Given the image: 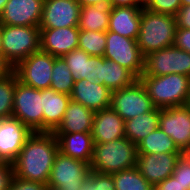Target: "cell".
Returning <instances> with one entry per match:
<instances>
[{
    "instance_id": "cell-1",
    "label": "cell",
    "mask_w": 190,
    "mask_h": 190,
    "mask_svg": "<svg viewBox=\"0 0 190 190\" xmlns=\"http://www.w3.org/2000/svg\"><path fill=\"white\" fill-rule=\"evenodd\" d=\"M58 152V141L52 132L32 133L12 163L14 176L47 185Z\"/></svg>"
},
{
    "instance_id": "cell-2",
    "label": "cell",
    "mask_w": 190,
    "mask_h": 190,
    "mask_svg": "<svg viewBox=\"0 0 190 190\" xmlns=\"http://www.w3.org/2000/svg\"><path fill=\"white\" fill-rule=\"evenodd\" d=\"M137 158V144L126 137L106 143H94L90 170L114 174L136 167Z\"/></svg>"
},
{
    "instance_id": "cell-3",
    "label": "cell",
    "mask_w": 190,
    "mask_h": 190,
    "mask_svg": "<svg viewBox=\"0 0 190 190\" xmlns=\"http://www.w3.org/2000/svg\"><path fill=\"white\" fill-rule=\"evenodd\" d=\"M176 18L142 9L137 45L143 56L174 45Z\"/></svg>"
},
{
    "instance_id": "cell-4",
    "label": "cell",
    "mask_w": 190,
    "mask_h": 190,
    "mask_svg": "<svg viewBox=\"0 0 190 190\" xmlns=\"http://www.w3.org/2000/svg\"><path fill=\"white\" fill-rule=\"evenodd\" d=\"M138 79L156 108L185 106L190 88L189 76L171 73L164 76H140Z\"/></svg>"
},
{
    "instance_id": "cell-5",
    "label": "cell",
    "mask_w": 190,
    "mask_h": 190,
    "mask_svg": "<svg viewBox=\"0 0 190 190\" xmlns=\"http://www.w3.org/2000/svg\"><path fill=\"white\" fill-rule=\"evenodd\" d=\"M38 51H40L39 27L2 25L1 53L13 67Z\"/></svg>"
},
{
    "instance_id": "cell-6",
    "label": "cell",
    "mask_w": 190,
    "mask_h": 190,
    "mask_svg": "<svg viewBox=\"0 0 190 190\" xmlns=\"http://www.w3.org/2000/svg\"><path fill=\"white\" fill-rule=\"evenodd\" d=\"M12 117L21 121L33 133L43 132V97L41 96V90L17 81Z\"/></svg>"
},
{
    "instance_id": "cell-7",
    "label": "cell",
    "mask_w": 190,
    "mask_h": 190,
    "mask_svg": "<svg viewBox=\"0 0 190 190\" xmlns=\"http://www.w3.org/2000/svg\"><path fill=\"white\" fill-rule=\"evenodd\" d=\"M171 73L190 77V53L173 46L144 56L141 76H164Z\"/></svg>"
},
{
    "instance_id": "cell-8",
    "label": "cell",
    "mask_w": 190,
    "mask_h": 190,
    "mask_svg": "<svg viewBox=\"0 0 190 190\" xmlns=\"http://www.w3.org/2000/svg\"><path fill=\"white\" fill-rule=\"evenodd\" d=\"M90 171L88 163L59 151L51 169L48 190H79Z\"/></svg>"
},
{
    "instance_id": "cell-9",
    "label": "cell",
    "mask_w": 190,
    "mask_h": 190,
    "mask_svg": "<svg viewBox=\"0 0 190 190\" xmlns=\"http://www.w3.org/2000/svg\"><path fill=\"white\" fill-rule=\"evenodd\" d=\"M104 58L113 60L120 66L125 67L137 78L143 73L144 56L135 39H129L120 34L107 31Z\"/></svg>"
},
{
    "instance_id": "cell-10",
    "label": "cell",
    "mask_w": 190,
    "mask_h": 190,
    "mask_svg": "<svg viewBox=\"0 0 190 190\" xmlns=\"http://www.w3.org/2000/svg\"><path fill=\"white\" fill-rule=\"evenodd\" d=\"M110 107L127 121L151 111L155 106L138 79L130 86L112 91Z\"/></svg>"
},
{
    "instance_id": "cell-11",
    "label": "cell",
    "mask_w": 190,
    "mask_h": 190,
    "mask_svg": "<svg viewBox=\"0 0 190 190\" xmlns=\"http://www.w3.org/2000/svg\"><path fill=\"white\" fill-rule=\"evenodd\" d=\"M55 58L41 50L32 53L14 67L18 81L38 90L50 88Z\"/></svg>"
},
{
    "instance_id": "cell-12",
    "label": "cell",
    "mask_w": 190,
    "mask_h": 190,
    "mask_svg": "<svg viewBox=\"0 0 190 190\" xmlns=\"http://www.w3.org/2000/svg\"><path fill=\"white\" fill-rule=\"evenodd\" d=\"M159 127L183 153L190 149V108L180 106L160 109Z\"/></svg>"
},
{
    "instance_id": "cell-13",
    "label": "cell",
    "mask_w": 190,
    "mask_h": 190,
    "mask_svg": "<svg viewBox=\"0 0 190 190\" xmlns=\"http://www.w3.org/2000/svg\"><path fill=\"white\" fill-rule=\"evenodd\" d=\"M80 9L77 0H44L39 28L78 27Z\"/></svg>"
},
{
    "instance_id": "cell-14",
    "label": "cell",
    "mask_w": 190,
    "mask_h": 190,
    "mask_svg": "<svg viewBox=\"0 0 190 190\" xmlns=\"http://www.w3.org/2000/svg\"><path fill=\"white\" fill-rule=\"evenodd\" d=\"M32 133L15 117L0 119V162L13 163Z\"/></svg>"
},
{
    "instance_id": "cell-15",
    "label": "cell",
    "mask_w": 190,
    "mask_h": 190,
    "mask_svg": "<svg viewBox=\"0 0 190 190\" xmlns=\"http://www.w3.org/2000/svg\"><path fill=\"white\" fill-rule=\"evenodd\" d=\"M44 0H8L0 17L2 25L39 27Z\"/></svg>"
},
{
    "instance_id": "cell-16",
    "label": "cell",
    "mask_w": 190,
    "mask_h": 190,
    "mask_svg": "<svg viewBox=\"0 0 190 190\" xmlns=\"http://www.w3.org/2000/svg\"><path fill=\"white\" fill-rule=\"evenodd\" d=\"M183 153L138 154L137 169L152 185H158L173 174L177 159Z\"/></svg>"
},
{
    "instance_id": "cell-17",
    "label": "cell",
    "mask_w": 190,
    "mask_h": 190,
    "mask_svg": "<svg viewBox=\"0 0 190 190\" xmlns=\"http://www.w3.org/2000/svg\"><path fill=\"white\" fill-rule=\"evenodd\" d=\"M78 37V27L40 29V50L55 57H62L78 49Z\"/></svg>"
},
{
    "instance_id": "cell-18",
    "label": "cell",
    "mask_w": 190,
    "mask_h": 190,
    "mask_svg": "<svg viewBox=\"0 0 190 190\" xmlns=\"http://www.w3.org/2000/svg\"><path fill=\"white\" fill-rule=\"evenodd\" d=\"M111 93L103 84L91 83L84 78L74 81L70 97L72 101L96 112L110 107Z\"/></svg>"
},
{
    "instance_id": "cell-19",
    "label": "cell",
    "mask_w": 190,
    "mask_h": 190,
    "mask_svg": "<svg viewBox=\"0 0 190 190\" xmlns=\"http://www.w3.org/2000/svg\"><path fill=\"white\" fill-rule=\"evenodd\" d=\"M91 135L94 143H106L125 137V121L111 108L94 113Z\"/></svg>"
},
{
    "instance_id": "cell-20",
    "label": "cell",
    "mask_w": 190,
    "mask_h": 190,
    "mask_svg": "<svg viewBox=\"0 0 190 190\" xmlns=\"http://www.w3.org/2000/svg\"><path fill=\"white\" fill-rule=\"evenodd\" d=\"M143 6L111 7L108 31L137 40Z\"/></svg>"
},
{
    "instance_id": "cell-21",
    "label": "cell",
    "mask_w": 190,
    "mask_h": 190,
    "mask_svg": "<svg viewBox=\"0 0 190 190\" xmlns=\"http://www.w3.org/2000/svg\"><path fill=\"white\" fill-rule=\"evenodd\" d=\"M58 141L59 151L74 159L90 165L93 155V138L91 132L53 133Z\"/></svg>"
},
{
    "instance_id": "cell-22",
    "label": "cell",
    "mask_w": 190,
    "mask_h": 190,
    "mask_svg": "<svg viewBox=\"0 0 190 190\" xmlns=\"http://www.w3.org/2000/svg\"><path fill=\"white\" fill-rule=\"evenodd\" d=\"M43 97V132H53L61 123L71 97L51 88L41 90Z\"/></svg>"
},
{
    "instance_id": "cell-23",
    "label": "cell",
    "mask_w": 190,
    "mask_h": 190,
    "mask_svg": "<svg viewBox=\"0 0 190 190\" xmlns=\"http://www.w3.org/2000/svg\"><path fill=\"white\" fill-rule=\"evenodd\" d=\"M94 113L82 104L71 100L61 123L52 133L91 132Z\"/></svg>"
},
{
    "instance_id": "cell-24",
    "label": "cell",
    "mask_w": 190,
    "mask_h": 190,
    "mask_svg": "<svg viewBox=\"0 0 190 190\" xmlns=\"http://www.w3.org/2000/svg\"><path fill=\"white\" fill-rule=\"evenodd\" d=\"M160 109L154 107L151 111L140 114L125 121V137L138 144L154 130L159 128Z\"/></svg>"
},
{
    "instance_id": "cell-25",
    "label": "cell",
    "mask_w": 190,
    "mask_h": 190,
    "mask_svg": "<svg viewBox=\"0 0 190 190\" xmlns=\"http://www.w3.org/2000/svg\"><path fill=\"white\" fill-rule=\"evenodd\" d=\"M136 80L138 78L128 69L120 66L113 60L103 57L101 84L106 86L110 91H116L130 86Z\"/></svg>"
},
{
    "instance_id": "cell-26",
    "label": "cell",
    "mask_w": 190,
    "mask_h": 190,
    "mask_svg": "<svg viewBox=\"0 0 190 190\" xmlns=\"http://www.w3.org/2000/svg\"><path fill=\"white\" fill-rule=\"evenodd\" d=\"M111 6L89 5L81 7L79 30L107 32Z\"/></svg>"
},
{
    "instance_id": "cell-27",
    "label": "cell",
    "mask_w": 190,
    "mask_h": 190,
    "mask_svg": "<svg viewBox=\"0 0 190 190\" xmlns=\"http://www.w3.org/2000/svg\"><path fill=\"white\" fill-rule=\"evenodd\" d=\"M138 154L183 153L159 127L137 144Z\"/></svg>"
},
{
    "instance_id": "cell-28",
    "label": "cell",
    "mask_w": 190,
    "mask_h": 190,
    "mask_svg": "<svg viewBox=\"0 0 190 190\" xmlns=\"http://www.w3.org/2000/svg\"><path fill=\"white\" fill-rule=\"evenodd\" d=\"M116 190H153L137 167L112 174Z\"/></svg>"
},
{
    "instance_id": "cell-29",
    "label": "cell",
    "mask_w": 190,
    "mask_h": 190,
    "mask_svg": "<svg viewBox=\"0 0 190 190\" xmlns=\"http://www.w3.org/2000/svg\"><path fill=\"white\" fill-rule=\"evenodd\" d=\"M74 81L66 62L62 57H56L52 68L50 88L56 92L70 95Z\"/></svg>"
},
{
    "instance_id": "cell-30",
    "label": "cell",
    "mask_w": 190,
    "mask_h": 190,
    "mask_svg": "<svg viewBox=\"0 0 190 190\" xmlns=\"http://www.w3.org/2000/svg\"><path fill=\"white\" fill-rule=\"evenodd\" d=\"M79 50L91 56L104 57L106 49V32L79 30Z\"/></svg>"
},
{
    "instance_id": "cell-31",
    "label": "cell",
    "mask_w": 190,
    "mask_h": 190,
    "mask_svg": "<svg viewBox=\"0 0 190 190\" xmlns=\"http://www.w3.org/2000/svg\"><path fill=\"white\" fill-rule=\"evenodd\" d=\"M18 81L15 72L0 79V119L12 117L15 84Z\"/></svg>"
},
{
    "instance_id": "cell-32",
    "label": "cell",
    "mask_w": 190,
    "mask_h": 190,
    "mask_svg": "<svg viewBox=\"0 0 190 190\" xmlns=\"http://www.w3.org/2000/svg\"><path fill=\"white\" fill-rule=\"evenodd\" d=\"M91 55L83 50L75 49L62 56L74 80L84 79L87 76L88 59Z\"/></svg>"
},
{
    "instance_id": "cell-33",
    "label": "cell",
    "mask_w": 190,
    "mask_h": 190,
    "mask_svg": "<svg viewBox=\"0 0 190 190\" xmlns=\"http://www.w3.org/2000/svg\"><path fill=\"white\" fill-rule=\"evenodd\" d=\"M181 6V0H143V8L172 16H176Z\"/></svg>"
},
{
    "instance_id": "cell-34",
    "label": "cell",
    "mask_w": 190,
    "mask_h": 190,
    "mask_svg": "<svg viewBox=\"0 0 190 190\" xmlns=\"http://www.w3.org/2000/svg\"><path fill=\"white\" fill-rule=\"evenodd\" d=\"M172 176L176 179L181 189L190 190V157L183 153L177 159Z\"/></svg>"
},
{
    "instance_id": "cell-35",
    "label": "cell",
    "mask_w": 190,
    "mask_h": 190,
    "mask_svg": "<svg viewBox=\"0 0 190 190\" xmlns=\"http://www.w3.org/2000/svg\"><path fill=\"white\" fill-rule=\"evenodd\" d=\"M103 66V57L91 56L88 59L87 76L85 79L91 83L101 84V72Z\"/></svg>"
},
{
    "instance_id": "cell-36",
    "label": "cell",
    "mask_w": 190,
    "mask_h": 190,
    "mask_svg": "<svg viewBox=\"0 0 190 190\" xmlns=\"http://www.w3.org/2000/svg\"><path fill=\"white\" fill-rule=\"evenodd\" d=\"M9 190H48L46 184L37 181H28L13 176Z\"/></svg>"
},
{
    "instance_id": "cell-37",
    "label": "cell",
    "mask_w": 190,
    "mask_h": 190,
    "mask_svg": "<svg viewBox=\"0 0 190 190\" xmlns=\"http://www.w3.org/2000/svg\"><path fill=\"white\" fill-rule=\"evenodd\" d=\"M13 176V164L8 162H0V190H9L10 182Z\"/></svg>"
},
{
    "instance_id": "cell-38",
    "label": "cell",
    "mask_w": 190,
    "mask_h": 190,
    "mask_svg": "<svg viewBox=\"0 0 190 190\" xmlns=\"http://www.w3.org/2000/svg\"><path fill=\"white\" fill-rule=\"evenodd\" d=\"M95 190H116L112 174L95 172Z\"/></svg>"
},
{
    "instance_id": "cell-39",
    "label": "cell",
    "mask_w": 190,
    "mask_h": 190,
    "mask_svg": "<svg viewBox=\"0 0 190 190\" xmlns=\"http://www.w3.org/2000/svg\"><path fill=\"white\" fill-rule=\"evenodd\" d=\"M174 46L190 53V29L176 28Z\"/></svg>"
},
{
    "instance_id": "cell-40",
    "label": "cell",
    "mask_w": 190,
    "mask_h": 190,
    "mask_svg": "<svg viewBox=\"0 0 190 190\" xmlns=\"http://www.w3.org/2000/svg\"><path fill=\"white\" fill-rule=\"evenodd\" d=\"M175 18L177 28L190 29V5H182Z\"/></svg>"
},
{
    "instance_id": "cell-41",
    "label": "cell",
    "mask_w": 190,
    "mask_h": 190,
    "mask_svg": "<svg viewBox=\"0 0 190 190\" xmlns=\"http://www.w3.org/2000/svg\"><path fill=\"white\" fill-rule=\"evenodd\" d=\"M153 190H185L181 189L176 179L171 175L158 185L153 186Z\"/></svg>"
},
{
    "instance_id": "cell-42",
    "label": "cell",
    "mask_w": 190,
    "mask_h": 190,
    "mask_svg": "<svg viewBox=\"0 0 190 190\" xmlns=\"http://www.w3.org/2000/svg\"><path fill=\"white\" fill-rule=\"evenodd\" d=\"M13 72H14L13 65L1 53L0 54V79L9 76Z\"/></svg>"
},
{
    "instance_id": "cell-43",
    "label": "cell",
    "mask_w": 190,
    "mask_h": 190,
    "mask_svg": "<svg viewBox=\"0 0 190 190\" xmlns=\"http://www.w3.org/2000/svg\"><path fill=\"white\" fill-rule=\"evenodd\" d=\"M111 7L143 6V0H110Z\"/></svg>"
},
{
    "instance_id": "cell-44",
    "label": "cell",
    "mask_w": 190,
    "mask_h": 190,
    "mask_svg": "<svg viewBox=\"0 0 190 190\" xmlns=\"http://www.w3.org/2000/svg\"><path fill=\"white\" fill-rule=\"evenodd\" d=\"M79 190H95V171H90Z\"/></svg>"
},
{
    "instance_id": "cell-45",
    "label": "cell",
    "mask_w": 190,
    "mask_h": 190,
    "mask_svg": "<svg viewBox=\"0 0 190 190\" xmlns=\"http://www.w3.org/2000/svg\"><path fill=\"white\" fill-rule=\"evenodd\" d=\"M81 7L89 5L110 6V0H77Z\"/></svg>"
},
{
    "instance_id": "cell-46",
    "label": "cell",
    "mask_w": 190,
    "mask_h": 190,
    "mask_svg": "<svg viewBox=\"0 0 190 190\" xmlns=\"http://www.w3.org/2000/svg\"><path fill=\"white\" fill-rule=\"evenodd\" d=\"M8 2V0H0V17L4 11L5 5Z\"/></svg>"
},
{
    "instance_id": "cell-47",
    "label": "cell",
    "mask_w": 190,
    "mask_h": 190,
    "mask_svg": "<svg viewBox=\"0 0 190 190\" xmlns=\"http://www.w3.org/2000/svg\"><path fill=\"white\" fill-rule=\"evenodd\" d=\"M2 49V24L0 23V54Z\"/></svg>"
},
{
    "instance_id": "cell-48",
    "label": "cell",
    "mask_w": 190,
    "mask_h": 190,
    "mask_svg": "<svg viewBox=\"0 0 190 190\" xmlns=\"http://www.w3.org/2000/svg\"><path fill=\"white\" fill-rule=\"evenodd\" d=\"M186 107L190 108V88H189V94H188V99L185 104Z\"/></svg>"
},
{
    "instance_id": "cell-49",
    "label": "cell",
    "mask_w": 190,
    "mask_h": 190,
    "mask_svg": "<svg viewBox=\"0 0 190 190\" xmlns=\"http://www.w3.org/2000/svg\"><path fill=\"white\" fill-rule=\"evenodd\" d=\"M182 5H190V0H181Z\"/></svg>"
},
{
    "instance_id": "cell-50",
    "label": "cell",
    "mask_w": 190,
    "mask_h": 190,
    "mask_svg": "<svg viewBox=\"0 0 190 190\" xmlns=\"http://www.w3.org/2000/svg\"><path fill=\"white\" fill-rule=\"evenodd\" d=\"M188 154V156L190 157V149L186 152Z\"/></svg>"
}]
</instances>
